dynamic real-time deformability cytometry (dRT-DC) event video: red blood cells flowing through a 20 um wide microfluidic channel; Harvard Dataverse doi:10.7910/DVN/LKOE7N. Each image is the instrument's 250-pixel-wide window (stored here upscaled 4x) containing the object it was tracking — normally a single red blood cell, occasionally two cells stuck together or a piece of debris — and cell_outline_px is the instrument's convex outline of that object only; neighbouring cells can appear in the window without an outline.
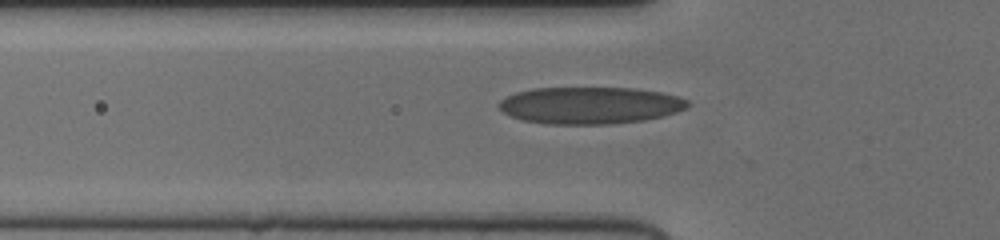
{"species": "human", "species_latin": "Homo sapiens", "temperature_condition": "cold", "stored_images_in_passage": 35, "camera_frame_rate_fps": 3000, "um_per_image_px": 0.085, "donor": {"sex": "female"}, "frame": {"image": 1, "passage_image": 6, "time_ms": 1.667, "image_size_px": [1000, 240], "cell_outline_px": [[688, 104], [684, 108], [676, 112], [664, 116], [644, 120], [608, 124], [544, 124], [524, 120], [512, 116], [504, 112], [496, 104], [500, 100], [516, 92], [532, 88], [632, 88], [660, 92], [676, 96], [688, 100]], "centroid_in_image_um": [50.12, 8.95], "position_along_channel_um": 75.7, "area_um2": 40.52}}
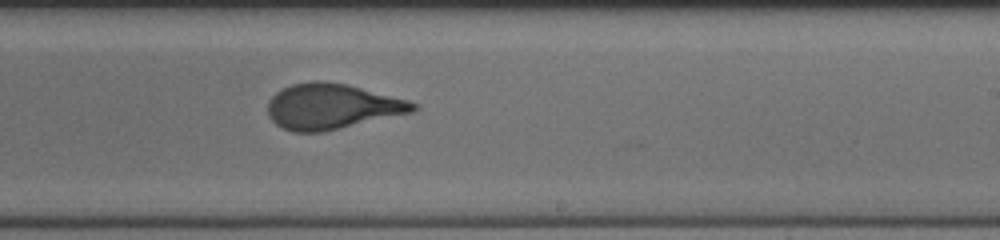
{"frame": {"image": 2, "passage_image": 20, "time_ms": 6.333, "image_size_px": [1000, 240], "cell_outline_px": [[420, 104], [412, 112], [324, 132], [292, 132], [276, 124], [268, 116], [268, 100], [276, 92], [292, 84], [312, 80], [324, 80], [348, 84], [408, 100]], "centroid_in_image_um": [28.2, 9.04], "position_along_channel_um": 260.8, "area_um2": 38.61}}
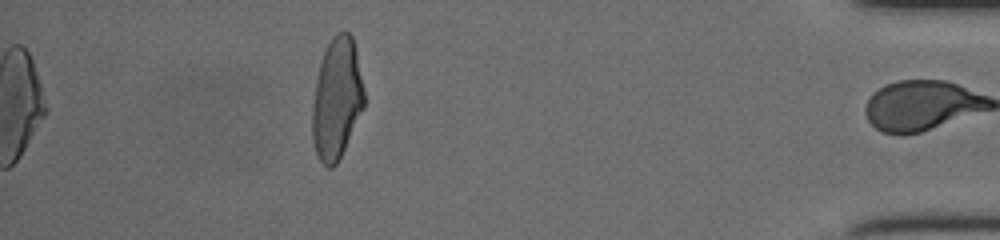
{"frame": {"image": 3, "passage_image": 35, "time_ms": 11.333, "image_size_px": [1000, 240], "cell_outline_px": [[364, 108], [336, 164], [332, 168], [328, 168], [320, 160], [316, 152], [312, 136], [312, 104], [316, 80], [320, 64], [324, 52], [332, 36], [336, 32], [348, 32], [352, 36], [356, 52], [364, 88]], "centroid_in_image_um": [28.62, 8.38], "position_along_channel_um": 406.6, "area_um2": 36.3}}